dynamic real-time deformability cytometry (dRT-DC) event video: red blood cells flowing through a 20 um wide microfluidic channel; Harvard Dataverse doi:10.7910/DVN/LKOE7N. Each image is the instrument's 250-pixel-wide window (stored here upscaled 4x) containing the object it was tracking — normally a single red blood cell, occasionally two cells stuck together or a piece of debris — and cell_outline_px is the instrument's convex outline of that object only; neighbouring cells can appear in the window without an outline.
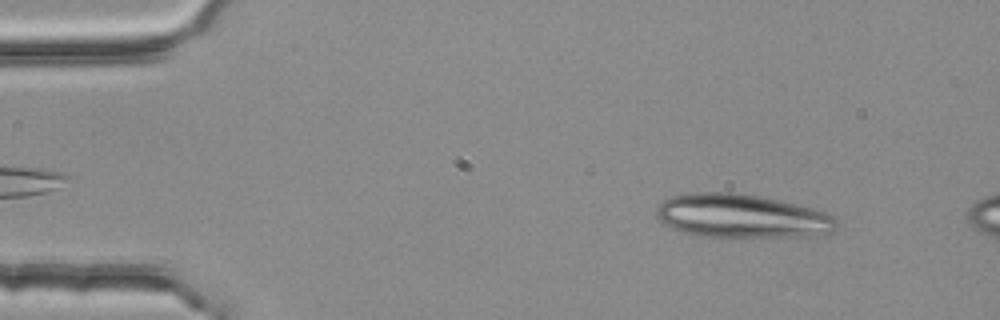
{"species": "common noctule bat (a hibernating species)", "species_latin": "Nyctalus noctula", "temperature_condition": "room temperature", "stored_images_in_passage": 4, "camera_frame_rate_fps": 3000, "um_per_image_px": 0.085, "animal": {"sex": "female", "body_mass_g": 25.1}, "frame": {"image": 1, "passage_image": 1, "time_ms": 0.0, "image_size_px": [1000, 320], "cell_outline_px": [[836, 228], [832, 232], [816, 236], [704, 236], [684, 232], [672, 228], [664, 224], [656, 216], [656, 208], [664, 200], [672, 196], [700, 192], [736, 192], [760, 196], [796, 204], [812, 208], [824, 212], [832, 216], [836, 220]], "centroid_in_image_um": [63.04, 18.36], "position_along_channel_um": 22.0, "area_um2": 45.43}}